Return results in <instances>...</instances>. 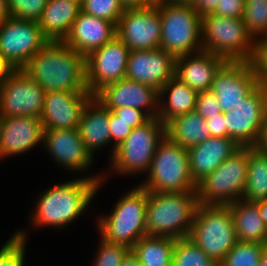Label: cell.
<instances>
[{
  "mask_svg": "<svg viewBox=\"0 0 267 266\" xmlns=\"http://www.w3.org/2000/svg\"><path fill=\"white\" fill-rule=\"evenodd\" d=\"M10 17L38 22L48 0H6Z\"/></svg>",
  "mask_w": 267,
  "mask_h": 266,
  "instance_id": "37",
  "label": "cell"
},
{
  "mask_svg": "<svg viewBox=\"0 0 267 266\" xmlns=\"http://www.w3.org/2000/svg\"><path fill=\"white\" fill-rule=\"evenodd\" d=\"M80 11L81 5L73 0H48L38 21L43 36L51 42H63Z\"/></svg>",
  "mask_w": 267,
  "mask_h": 266,
  "instance_id": "26",
  "label": "cell"
},
{
  "mask_svg": "<svg viewBox=\"0 0 267 266\" xmlns=\"http://www.w3.org/2000/svg\"><path fill=\"white\" fill-rule=\"evenodd\" d=\"M258 266H267V246L264 248Z\"/></svg>",
  "mask_w": 267,
  "mask_h": 266,
  "instance_id": "52",
  "label": "cell"
},
{
  "mask_svg": "<svg viewBox=\"0 0 267 266\" xmlns=\"http://www.w3.org/2000/svg\"><path fill=\"white\" fill-rule=\"evenodd\" d=\"M109 124H110V139L112 148L110 153V159L115 152V149L123 143L126 138L130 135L132 128L128 126V123L119 119L111 110H109Z\"/></svg>",
  "mask_w": 267,
  "mask_h": 266,
  "instance_id": "41",
  "label": "cell"
},
{
  "mask_svg": "<svg viewBox=\"0 0 267 266\" xmlns=\"http://www.w3.org/2000/svg\"><path fill=\"white\" fill-rule=\"evenodd\" d=\"M257 147L262 151L267 152V110L265 114L262 136Z\"/></svg>",
  "mask_w": 267,
  "mask_h": 266,
  "instance_id": "49",
  "label": "cell"
},
{
  "mask_svg": "<svg viewBox=\"0 0 267 266\" xmlns=\"http://www.w3.org/2000/svg\"><path fill=\"white\" fill-rule=\"evenodd\" d=\"M45 93L23 69H16L0 87V117L40 118Z\"/></svg>",
  "mask_w": 267,
  "mask_h": 266,
  "instance_id": "14",
  "label": "cell"
},
{
  "mask_svg": "<svg viewBox=\"0 0 267 266\" xmlns=\"http://www.w3.org/2000/svg\"><path fill=\"white\" fill-rule=\"evenodd\" d=\"M240 147L231 138L209 137L188 148L189 169L195 184L217 169Z\"/></svg>",
  "mask_w": 267,
  "mask_h": 266,
  "instance_id": "24",
  "label": "cell"
},
{
  "mask_svg": "<svg viewBox=\"0 0 267 266\" xmlns=\"http://www.w3.org/2000/svg\"><path fill=\"white\" fill-rule=\"evenodd\" d=\"M248 147H240L196 187L203 205H228L242 199L247 179Z\"/></svg>",
  "mask_w": 267,
  "mask_h": 266,
  "instance_id": "9",
  "label": "cell"
},
{
  "mask_svg": "<svg viewBox=\"0 0 267 266\" xmlns=\"http://www.w3.org/2000/svg\"><path fill=\"white\" fill-rule=\"evenodd\" d=\"M161 32L159 7L154 5L125 9L116 25V36L130 51L160 48Z\"/></svg>",
  "mask_w": 267,
  "mask_h": 266,
  "instance_id": "15",
  "label": "cell"
},
{
  "mask_svg": "<svg viewBox=\"0 0 267 266\" xmlns=\"http://www.w3.org/2000/svg\"><path fill=\"white\" fill-rule=\"evenodd\" d=\"M252 64L256 70L258 85L267 89V38L257 40Z\"/></svg>",
  "mask_w": 267,
  "mask_h": 266,
  "instance_id": "40",
  "label": "cell"
},
{
  "mask_svg": "<svg viewBox=\"0 0 267 266\" xmlns=\"http://www.w3.org/2000/svg\"><path fill=\"white\" fill-rule=\"evenodd\" d=\"M255 203L258 206L261 219L263 220L264 224L267 226V199L260 200Z\"/></svg>",
  "mask_w": 267,
  "mask_h": 266,
  "instance_id": "50",
  "label": "cell"
},
{
  "mask_svg": "<svg viewBox=\"0 0 267 266\" xmlns=\"http://www.w3.org/2000/svg\"><path fill=\"white\" fill-rule=\"evenodd\" d=\"M78 130L86 150L93 158L96 151L112 144L110 139L109 109L94 96L83 109Z\"/></svg>",
  "mask_w": 267,
  "mask_h": 266,
  "instance_id": "25",
  "label": "cell"
},
{
  "mask_svg": "<svg viewBox=\"0 0 267 266\" xmlns=\"http://www.w3.org/2000/svg\"><path fill=\"white\" fill-rule=\"evenodd\" d=\"M48 42L38 22L9 17L0 24V54L22 69Z\"/></svg>",
  "mask_w": 267,
  "mask_h": 266,
  "instance_id": "12",
  "label": "cell"
},
{
  "mask_svg": "<svg viewBox=\"0 0 267 266\" xmlns=\"http://www.w3.org/2000/svg\"><path fill=\"white\" fill-rule=\"evenodd\" d=\"M195 111L204 120L222 113L218 99L211 91L197 93Z\"/></svg>",
  "mask_w": 267,
  "mask_h": 266,
  "instance_id": "39",
  "label": "cell"
},
{
  "mask_svg": "<svg viewBox=\"0 0 267 266\" xmlns=\"http://www.w3.org/2000/svg\"><path fill=\"white\" fill-rule=\"evenodd\" d=\"M243 200L257 202L267 199V152L248 147V169Z\"/></svg>",
  "mask_w": 267,
  "mask_h": 266,
  "instance_id": "31",
  "label": "cell"
},
{
  "mask_svg": "<svg viewBox=\"0 0 267 266\" xmlns=\"http://www.w3.org/2000/svg\"><path fill=\"white\" fill-rule=\"evenodd\" d=\"M109 174H92L58 183L41 192L30 216L35 228L63 229L80 218L95 195L108 180Z\"/></svg>",
  "mask_w": 267,
  "mask_h": 266,
  "instance_id": "1",
  "label": "cell"
},
{
  "mask_svg": "<svg viewBox=\"0 0 267 266\" xmlns=\"http://www.w3.org/2000/svg\"><path fill=\"white\" fill-rule=\"evenodd\" d=\"M197 204L196 191L148 192L147 235L176 240L188 237Z\"/></svg>",
  "mask_w": 267,
  "mask_h": 266,
  "instance_id": "3",
  "label": "cell"
},
{
  "mask_svg": "<svg viewBox=\"0 0 267 266\" xmlns=\"http://www.w3.org/2000/svg\"><path fill=\"white\" fill-rule=\"evenodd\" d=\"M52 160L69 172H88L94 158L86 150L78 129L44 130L41 146Z\"/></svg>",
  "mask_w": 267,
  "mask_h": 266,
  "instance_id": "18",
  "label": "cell"
},
{
  "mask_svg": "<svg viewBox=\"0 0 267 266\" xmlns=\"http://www.w3.org/2000/svg\"><path fill=\"white\" fill-rule=\"evenodd\" d=\"M243 22L256 40L267 38V0H245Z\"/></svg>",
  "mask_w": 267,
  "mask_h": 266,
  "instance_id": "34",
  "label": "cell"
},
{
  "mask_svg": "<svg viewBox=\"0 0 267 266\" xmlns=\"http://www.w3.org/2000/svg\"><path fill=\"white\" fill-rule=\"evenodd\" d=\"M94 97L111 111L131 107L141 109L150 118L158 117L159 90L134 80L122 78L105 85Z\"/></svg>",
  "mask_w": 267,
  "mask_h": 266,
  "instance_id": "17",
  "label": "cell"
},
{
  "mask_svg": "<svg viewBox=\"0 0 267 266\" xmlns=\"http://www.w3.org/2000/svg\"><path fill=\"white\" fill-rule=\"evenodd\" d=\"M150 5H160L162 3H165V0H146Z\"/></svg>",
  "mask_w": 267,
  "mask_h": 266,
  "instance_id": "54",
  "label": "cell"
},
{
  "mask_svg": "<svg viewBox=\"0 0 267 266\" xmlns=\"http://www.w3.org/2000/svg\"><path fill=\"white\" fill-rule=\"evenodd\" d=\"M124 9L129 8H141L149 6L150 4L146 0H119Z\"/></svg>",
  "mask_w": 267,
  "mask_h": 266,
  "instance_id": "47",
  "label": "cell"
},
{
  "mask_svg": "<svg viewBox=\"0 0 267 266\" xmlns=\"http://www.w3.org/2000/svg\"><path fill=\"white\" fill-rule=\"evenodd\" d=\"M267 244L237 241L219 266H258Z\"/></svg>",
  "mask_w": 267,
  "mask_h": 266,
  "instance_id": "33",
  "label": "cell"
},
{
  "mask_svg": "<svg viewBox=\"0 0 267 266\" xmlns=\"http://www.w3.org/2000/svg\"><path fill=\"white\" fill-rule=\"evenodd\" d=\"M145 180L139 184L148 192L196 191L191 177L188 150L166 136L158 144Z\"/></svg>",
  "mask_w": 267,
  "mask_h": 266,
  "instance_id": "6",
  "label": "cell"
},
{
  "mask_svg": "<svg viewBox=\"0 0 267 266\" xmlns=\"http://www.w3.org/2000/svg\"><path fill=\"white\" fill-rule=\"evenodd\" d=\"M165 136V125L158 118H150L143 125L135 127L115 149L109 161L110 172L119 176L146 174L156 148Z\"/></svg>",
  "mask_w": 267,
  "mask_h": 266,
  "instance_id": "8",
  "label": "cell"
},
{
  "mask_svg": "<svg viewBox=\"0 0 267 266\" xmlns=\"http://www.w3.org/2000/svg\"><path fill=\"white\" fill-rule=\"evenodd\" d=\"M27 237V231L17 229L5 244L3 243L0 247V266H25Z\"/></svg>",
  "mask_w": 267,
  "mask_h": 266,
  "instance_id": "35",
  "label": "cell"
},
{
  "mask_svg": "<svg viewBox=\"0 0 267 266\" xmlns=\"http://www.w3.org/2000/svg\"><path fill=\"white\" fill-rule=\"evenodd\" d=\"M148 191L135 186L124 194L111 209L110 214L101 215L96 222L103 240L112 244L132 248L146 236V209Z\"/></svg>",
  "mask_w": 267,
  "mask_h": 266,
  "instance_id": "4",
  "label": "cell"
},
{
  "mask_svg": "<svg viewBox=\"0 0 267 266\" xmlns=\"http://www.w3.org/2000/svg\"><path fill=\"white\" fill-rule=\"evenodd\" d=\"M131 249L125 245L112 244L100 237L92 266H120L123 258Z\"/></svg>",
  "mask_w": 267,
  "mask_h": 266,
  "instance_id": "38",
  "label": "cell"
},
{
  "mask_svg": "<svg viewBox=\"0 0 267 266\" xmlns=\"http://www.w3.org/2000/svg\"><path fill=\"white\" fill-rule=\"evenodd\" d=\"M205 121L210 129V137L228 138V129L224 120V112Z\"/></svg>",
  "mask_w": 267,
  "mask_h": 266,
  "instance_id": "44",
  "label": "cell"
},
{
  "mask_svg": "<svg viewBox=\"0 0 267 266\" xmlns=\"http://www.w3.org/2000/svg\"><path fill=\"white\" fill-rule=\"evenodd\" d=\"M115 36L116 25L114 23L80 11L63 42L86 57Z\"/></svg>",
  "mask_w": 267,
  "mask_h": 266,
  "instance_id": "22",
  "label": "cell"
},
{
  "mask_svg": "<svg viewBox=\"0 0 267 266\" xmlns=\"http://www.w3.org/2000/svg\"><path fill=\"white\" fill-rule=\"evenodd\" d=\"M175 243L174 238L146 235L135 243L131 251L141 266H171Z\"/></svg>",
  "mask_w": 267,
  "mask_h": 266,
  "instance_id": "30",
  "label": "cell"
},
{
  "mask_svg": "<svg viewBox=\"0 0 267 266\" xmlns=\"http://www.w3.org/2000/svg\"><path fill=\"white\" fill-rule=\"evenodd\" d=\"M188 238L219 264L237 242L229 208L198 203Z\"/></svg>",
  "mask_w": 267,
  "mask_h": 266,
  "instance_id": "7",
  "label": "cell"
},
{
  "mask_svg": "<svg viewBox=\"0 0 267 266\" xmlns=\"http://www.w3.org/2000/svg\"><path fill=\"white\" fill-rule=\"evenodd\" d=\"M130 49L115 36L85 57L86 86L94 96L105 85L125 78Z\"/></svg>",
  "mask_w": 267,
  "mask_h": 266,
  "instance_id": "13",
  "label": "cell"
},
{
  "mask_svg": "<svg viewBox=\"0 0 267 266\" xmlns=\"http://www.w3.org/2000/svg\"><path fill=\"white\" fill-rule=\"evenodd\" d=\"M267 110V89L258 85L236 109L224 112L228 138L241 147H257Z\"/></svg>",
  "mask_w": 267,
  "mask_h": 266,
  "instance_id": "11",
  "label": "cell"
},
{
  "mask_svg": "<svg viewBox=\"0 0 267 266\" xmlns=\"http://www.w3.org/2000/svg\"><path fill=\"white\" fill-rule=\"evenodd\" d=\"M176 57L161 48L130 51L125 78L160 90L175 77Z\"/></svg>",
  "mask_w": 267,
  "mask_h": 266,
  "instance_id": "19",
  "label": "cell"
},
{
  "mask_svg": "<svg viewBox=\"0 0 267 266\" xmlns=\"http://www.w3.org/2000/svg\"><path fill=\"white\" fill-rule=\"evenodd\" d=\"M162 26L160 48L176 58L203 50L201 17L191 4L157 5Z\"/></svg>",
  "mask_w": 267,
  "mask_h": 266,
  "instance_id": "10",
  "label": "cell"
},
{
  "mask_svg": "<svg viewBox=\"0 0 267 266\" xmlns=\"http://www.w3.org/2000/svg\"><path fill=\"white\" fill-rule=\"evenodd\" d=\"M10 17L6 0H0V24Z\"/></svg>",
  "mask_w": 267,
  "mask_h": 266,
  "instance_id": "51",
  "label": "cell"
},
{
  "mask_svg": "<svg viewBox=\"0 0 267 266\" xmlns=\"http://www.w3.org/2000/svg\"><path fill=\"white\" fill-rule=\"evenodd\" d=\"M171 266H219V264L186 237L176 240Z\"/></svg>",
  "mask_w": 267,
  "mask_h": 266,
  "instance_id": "32",
  "label": "cell"
},
{
  "mask_svg": "<svg viewBox=\"0 0 267 266\" xmlns=\"http://www.w3.org/2000/svg\"><path fill=\"white\" fill-rule=\"evenodd\" d=\"M3 160L2 156H1V151H0V161Z\"/></svg>",
  "mask_w": 267,
  "mask_h": 266,
  "instance_id": "56",
  "label": "cell"
},
{
  "mask_svg": "<svg viewBox=\"0 0 267 266\" xmlns=\"http://www.w3.org/2000/svg\"><path fill=\"white\" fill-rule=\"evenodd\" d=\"M124 7L119 0H83L81 11L117 25L124 12Z\"/></svg>",
  "mask_w": 267,
  "mask_h": 266,
  "instance_id": "36",
  "label": "cell"
},
{
  "mask_svg": "<svg viewBox=\"0 0 267 266\" xmlns=\"http://www.w3.org/2000/svg\"><path fill=\"white\" fill-rule=\"evenodd\" d=\"M201 43L226 61L252 62L257 40L248 31L243 18L208 14L201 17Z\"/></svg>",
  "mask_w": 267,
  "mask_h": 266,
  "instance_id": "5",
  "label": "cell"
},
{
  "mask_svg": "<svg viewBox=\"0 0 267 266\" xmlns=\"http://www.w3.org/2000/svg\"><path fill=\"white\" fill-rule=\"evenodd\" d=\"M92 97L89 91L45 93L40 117L44 130L78 129L83 109Z\"/></svg>",
  "mask_w": 267,
  "mask_h": 266,
  "instance_id": "20",
  "label": "cell"
},
{
  "mask_svg": "<svg viewBox=\"0 0 267 266\" xmlns=\"http://www.w3.org/2000/svg\"><path fill=\"white\" fill-rule=\"evenodd\" d=\"M245 0H220L212 14L229 18H243Z\"/></svg>",
  "mask_w": 267,
  "mask_h": 266,
  "instance_id": "43",
  "label": "cell"
},
{
  "mask_svg": "<svg viewBox=\"0 0 267 266\" xmlns=\"http://www.w3.org/2000/svg\"><path fill=\"white\" fill-rule=\"evenodd\" d=\"M22 69L46 93L88 91L85 56L64 42L48 41Z\"/></svg>",
  "mask_w": 267,
  "mask_h": 266,
  "instance_id": "2",
  "label": "cell"
},
{
  "mask_svg": "<svg viewBox=\"0 0 267 266\" xmlns=\"http://www.w3.org/2000/svg\"><path fill=\"white\" fill-rule=\"evenodd\" d=\"M220 0H192L191 6L200 17L212 14Z\"/></svg>",
  "mask_w": 267,
  "mask_h": 266,
  "instance_id": "45",
  "label": "cell"
},
{
  "mask_svg": "<svg viewBox=\"0 0 267 266\" xmlns=\"http://www.w3.org/2000/svg\"><path fill=\"white\" fill-rule=\"evenodd\" d=\"M120 266H141L138 258L130 250L127 255L123 258Z\"/></svg>",
  "mask_w": 267,
  "mask_h": 266,
  "instance_id": "48",
  "label": "cell"
},
{
  "mask_svg": "<svg viewBox=\"0 0 267 266\" xmlns=\"http://www.w3.org/2000/svg\"><path fill=\"white\" fill-rule=\"evenodd\" d=\"M73 1H75V2L79 3L80 5H81V4H82V2H83V0H73Z\"/></svg>",
  "mask_w": 267,
  "mask_h": 266,
  "instance_id": "55",
  "label": "cell"
},
{
  "mask_svg": "<svg viewBox=\"0 0 267 266\" xmlns=\"http://www.w3.org/2000/svg\"><path fill=\"white\" fill-rule=\"evenodd\" d=\"M165 135L175 144L188 149L210 137L206 121L196 112L179 115L165 124Z\"/></svg>",
  "mask_w": 267,
  "mask_h": 266,
  "instance_id": "29",
  "label": "cell"
},
{
  "mask_svg": "<svg viewBox=\"0 0 267 266\" xmlns=\"http://www.w3.org/2000/svg\"><path fill=\"white\" fill-rule=\"evenodd\" d=\"M226 206L232 215L237 241L267 244V226L255 202L239 199Z\"/></svg>",
  "mask_w": 267,
  "mask_h": 266,
  "instance_id": "27",
  "label": "cell"
},
{
  "mask_svg": "<svg viewBox=\"0 0 267 266\" xmlns=\"http://www.w3.org/2000/svg\"><path fill=\"white\" fill-rule=\"evenodd\" d=\"M112 112L119 117V119L128 123V126L132 129L143 125L150 117L141 109L131 107H121L113 109Z\"/></svg>",
  "mask_w": 267,
  "mask_h": 266,
  "instance_id": "42",
  "label": "cell"
},
{
  "mask_svg": "<svg viewBox=\"0 0 267 266\" xmlns=\"http://www.w3.org/2000/svg\"><path fill=\"white\" fill-rule=\"evenodd\" d=\"M192 0H165L167 4H191Z\"/></svg>",
  "mask_w": 267,
  "mask_h": 266,
  "instance_id": "53",
  "label": "cell"
},
{
  "mask_svg": "<svg viewBox=\"0 0 267 266\" xmlns=\"http://www.w3.org/2000/svg\"><path fill=\"white\" fill-rule=\"evenodd\" d=\"M16 69L0 54V87Z\"/></svg>",
  "mask_w": 267,
  "mask_h": 266,
  "instance_id": "46",
  "label": "cell"
},
{
  "mask_svg": "<svg viewBox=\"0 0 267 266\" xmlns=\"http://www.w3.org/2000/svg\"><path fill=\"white\" fill-rule=\"evenodd\" d=\"M258 86L252 62L226 61L217 71L210 91L216 95L222 112L236 109Z\"/></svg>",
  "mask_w": 267,
  "mask_h": 266,
  "instance_id": "16",
  "label": "cell"
},
{
  "mask_svg": "<svg viewBox=\"0 0 267 266\" xmlns=\"http://www.w3.org/2000/svg\"><path fill=\"white\" fill-rule=\"evenodd\" d=\"M226 60L209 51L176 58L175 77L198 92L210 91L215 75Z\"/></svg>",
  "mask_w": 267,
  "mask_h": 266,
  "instance_id": "23",
  "label": "cell"
},
{
  "mask_svg": "<svg viewBox=\"0 0 267 266\" xmlns=\"http://www.w3.org/2000/svg\"><path fill=\"white\" fill-rule=\"evenodd\" d=\"M44 128L33 116L0 117V151L3 159L23 155L43 144Z\"/></svg>",
  "mask_w": 267,
  "mask_h": 266,
  "instance_id": "21",
  "label": "cell"
},
{
  "mask_svg": "<svg viewBox=\"0 0 267 266\" xmlns=\"http://www.w3.org/2000/svg\"><path fill=\"white\" fill-rule=\"evenodd\" d=\"M196 96L197 92L195 90L181 82L178 78H171L159 90L157 118L165 125L169 120L179 115L195 111Z\"/></svg>",
  "mask_w": 267,
  "mask_h": 266,
  "instance_id": "28",
  "label": "cell"
}]
</instances>
